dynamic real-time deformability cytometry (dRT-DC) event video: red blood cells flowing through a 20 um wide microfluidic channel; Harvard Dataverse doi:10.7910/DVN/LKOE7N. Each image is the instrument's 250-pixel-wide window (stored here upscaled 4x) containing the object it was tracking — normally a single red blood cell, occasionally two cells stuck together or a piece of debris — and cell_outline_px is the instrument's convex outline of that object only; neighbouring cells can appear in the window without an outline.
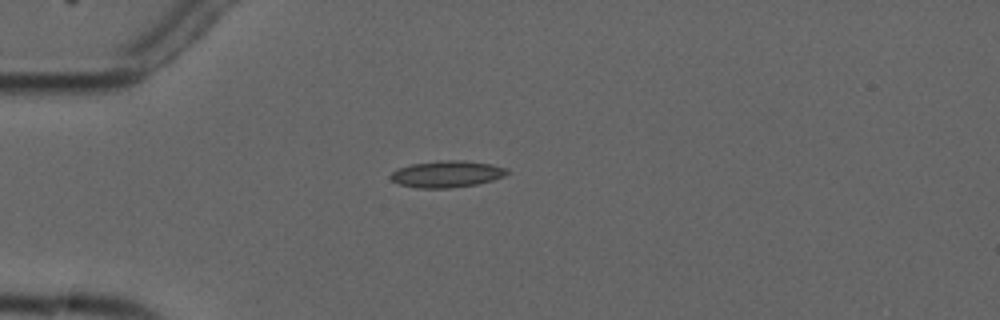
{"species": "common noctule bat (a hibernating species)", "species_latin": "Nyctalus noctula", "temperature_condition": "cold", "stored_images_in_passage": 7, "camera_frame_rate_fps": 3000, "um_per_image_px": 0.085, "animal": {"sex": "male", "forearm_length_mm": 52.5}, "frame": {"image": 1, "passage_image": 7, "time_ms": 7.0, "image_size_px": [1000, 320], "cell_outline_px": [[508, 172], [504, 176], [492, 180], [476, 184], [448, 188], [416, 188], [400, 184], [392, 180], [388, 176], [392, 172], [400, 168], [412, 164], [444, 160], [464, 160], [492, 164], [508, 168]], "centroid_in_image_um": [37.99, 14.79], "position_along_channel_um": 47.0, "area_um2": 17.98}}